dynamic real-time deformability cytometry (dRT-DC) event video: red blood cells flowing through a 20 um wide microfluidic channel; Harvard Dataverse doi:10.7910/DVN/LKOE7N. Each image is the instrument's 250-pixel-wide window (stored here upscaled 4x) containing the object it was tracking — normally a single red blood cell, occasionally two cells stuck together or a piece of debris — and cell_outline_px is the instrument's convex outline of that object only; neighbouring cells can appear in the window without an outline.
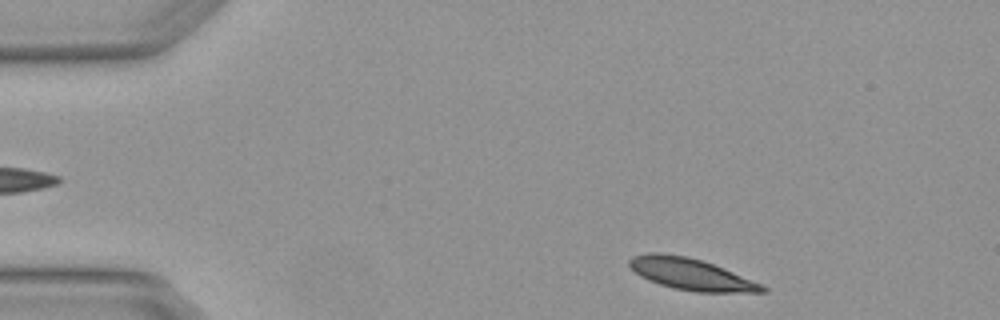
{"species": "Egyptian fruit bat (a non-hibernating species)", "species_latin": "Rousettus aegyptiacus", "temperature_condition": "warm", "stored_images_in_passage": 5, "segment_of_instrument_passage": [2, 2], "camera_frame_rate_fps": 3000, "um_per_image_px": 0.085, "animal": {"sex": "female"}, "frame": {"image": 1, "passage_image": 5, "time_ms": 1.333, "image_size_px": [1000, 320], "cell_outline_px": [[768, 292], [696, 292], [672, 288], [648, 280], [640, 276], [628, 264], [628, 260], [632, 256], [648, 252], [660, 252], [688, 256], [704, 260], [764, 284], [768, 288]], "centroid_in_image_um": [58.76, 23.29], "position_along_channel_um": 26.2, "area_um2": 24.85}}